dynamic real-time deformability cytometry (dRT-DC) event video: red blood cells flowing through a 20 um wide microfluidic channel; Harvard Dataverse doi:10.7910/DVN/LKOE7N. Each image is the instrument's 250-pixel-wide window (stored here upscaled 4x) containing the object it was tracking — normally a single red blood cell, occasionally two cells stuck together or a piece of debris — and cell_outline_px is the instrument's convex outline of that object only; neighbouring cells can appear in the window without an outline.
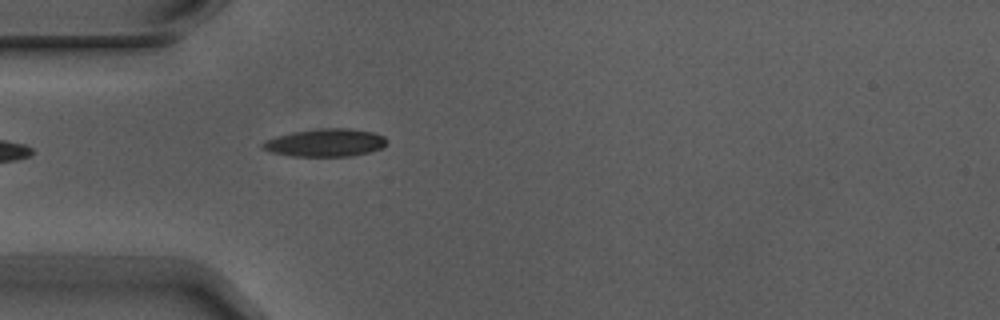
{"species": "Egyptian fruit bat (a non-hibernating species)", "species_latin": "Rousettus aegyptiacus", "temperature_condition": "warm", "stored_images_in_passage": 1, "camera_frame_rate_fps": 3000, "um_per_image_px": 0.085, "animal": {"sex": "male"}, "frame": {"image": 1, "passage_image": 1, "time_ms": 0.0, "image_size_px": [1000, 320], "cell_outline_px": [[388, 144], [380, 148], [368, 152], [348, 156], [292, 156], [272, 152], [264, 148], [260, 144], [264, 140], [276, 136], [292, 132], [324, 128], [348, 128], [372, 132], [384, 136], [388, 140]], "centroid_in_image_um": [27.66, 12.12], "position_along_channel_um": 57.3, "area_um2": 20.0}}